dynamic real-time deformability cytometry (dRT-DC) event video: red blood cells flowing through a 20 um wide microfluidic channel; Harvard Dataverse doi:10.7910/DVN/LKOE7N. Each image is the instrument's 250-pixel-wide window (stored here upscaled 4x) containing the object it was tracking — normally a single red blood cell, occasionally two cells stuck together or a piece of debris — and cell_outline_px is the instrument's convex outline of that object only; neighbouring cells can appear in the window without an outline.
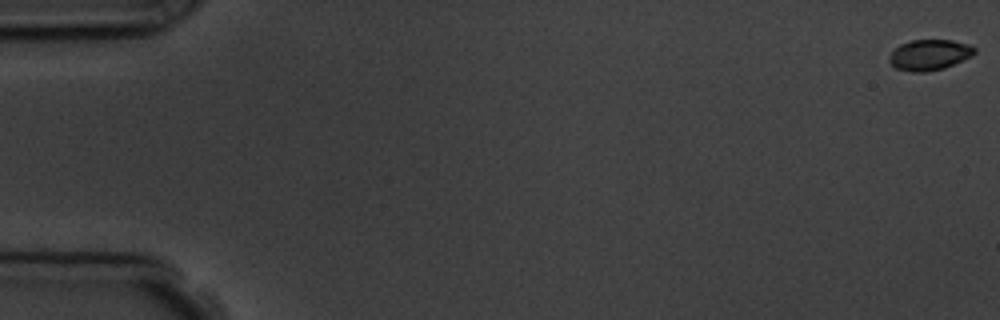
{"species": "common noctule bat (a hibernating species)", "species_latin": "Nyctalus noctula", "temperature_condition": "room temperature", "stored_images_in_passage": 7, "camera_frame_rate_fps": 3000, "um_per_image_px": 0.085, "animal": {"sex": "male", "body_mass_g": 19.5, "forearm_length_mm": 54.6}, "frame": {"image": 1, "passage_image": 1, "time_ms": 0.0, "image_size_px": [1000, 320], "cell_outline_px": [[976, 52], [972, 56], [944, 68], [924, 72], [912, 72], [896, 68], [888, 60], [888, 56], [900, 44], [912, 40], [952, 40], [968, 44], [976, 48]], "centroid_in_image_um": [79.01, 4.66], "position_along_channel_um": 6.0, "area_um2": 15.2}}
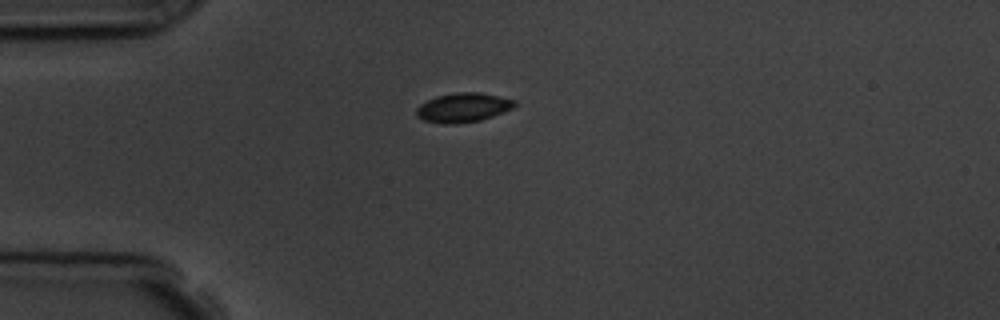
{"frame": {"image": 2, "passage_image": 5, "time_ms": 4.667, "image_size_px": [1000, 320], "cell_outline_px": [[516, 104], [512, 108], [504, 112], [480, 120], [452, 124], [440, 124], [424, 120], [416, 116], [416, 108], [420, 104], [436, 96], [456, 92], [480, 92], [500, 96], [516, 100]], "centroid_in_image_um": [39.36, 9.13], "position_along_channel_um": 45.6, "area_um2": 16.82}}
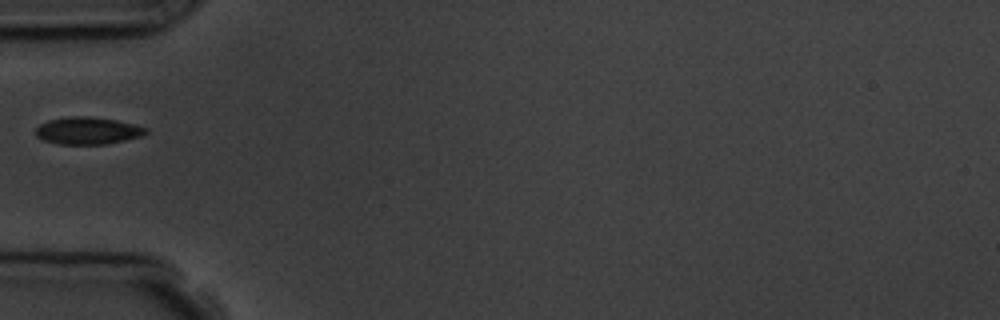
{"frame": {"image": 3, "passage_image": 6, "time_ms": 6.0, "image_size_px": [1000, 320], "cell_outline_px": [[148, 132], [140, 136], [108, 144], [60, 144], [44, 140], [36, 136], [36, 128], [40, 124], [48, 120], [68, 116], [88, 116], [116, 120], [148, 128]], "centroid_in_image_um": [7.44, 11.1], "position_along_channel_um": 77.6, "area_um2": 17.4}}